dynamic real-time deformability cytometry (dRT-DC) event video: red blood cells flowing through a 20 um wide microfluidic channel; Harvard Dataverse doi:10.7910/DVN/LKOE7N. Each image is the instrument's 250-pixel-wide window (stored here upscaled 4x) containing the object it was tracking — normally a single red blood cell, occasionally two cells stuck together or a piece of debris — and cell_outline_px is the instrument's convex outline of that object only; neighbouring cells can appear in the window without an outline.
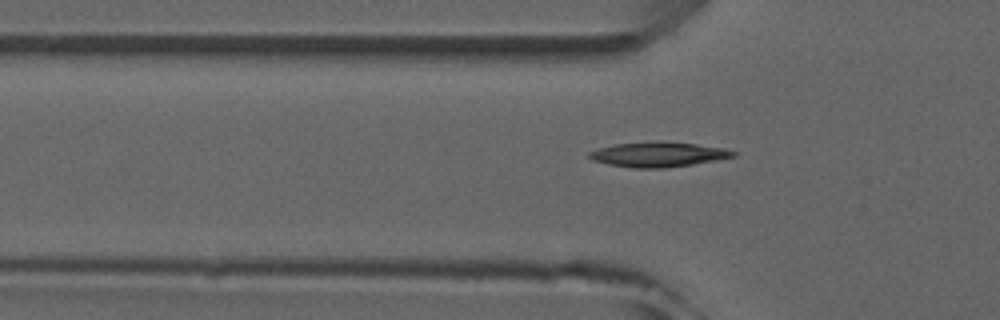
{"species": "common noctule bat (a hibernating species)", "species_latin": "Nyctalus noctula", "temperature_condition": "room temperature", "stored_images_in_passage": 3, "segment_of_instrument_passage": [2, 2], "camera_frame_rate_fps": 3000, "um_per_image_px": 0.085, "animal": {"sex": "male", "forearm_length_mm": 52.5}, "frame": {"image": 1, "passage_image": 3, "time_ms": 2.333, "image_size_px": [1000, 320], "cell_outline_px": [[736, 156], [716, 160], [692, 164], [664, 168], [632, 168], [608, 164], [592, 160], [588, 156], [588, 152], [600, 148], [616, 144], [656, 140], [696, 144], [724, 148], [736, 152]], "centroid_in_image_um": [55.94, 13.12], "position_along_channel_um": 69.9, "area_um2": 20.92}}